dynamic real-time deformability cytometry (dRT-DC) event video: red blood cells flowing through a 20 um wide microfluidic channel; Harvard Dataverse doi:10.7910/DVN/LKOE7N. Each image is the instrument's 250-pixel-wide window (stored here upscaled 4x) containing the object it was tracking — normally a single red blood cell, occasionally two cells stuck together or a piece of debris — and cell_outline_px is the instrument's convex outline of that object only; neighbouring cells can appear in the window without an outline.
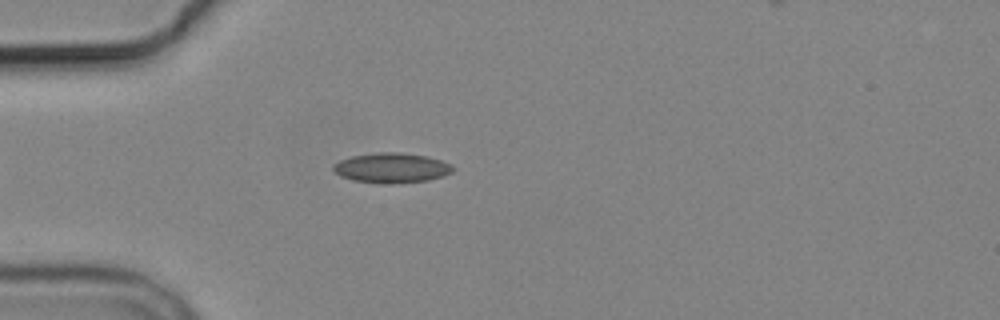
{"species": "common noctule bat (a hibernating species)", "species_latin": "Nyctalus noctula", "temperature_condition": "cold", "stored_images_in_passage": 3, "camera_frame_rate_fps": 3000, "um_per_image_px": 0.085, "animal": {"sex": "male", "body_mass_g": 19.2, "forearm_length_mm": 51.8}, "frame": {"image": 1, "passage_image": 2, "time_ms": 1.333, "image_size_px": [1000, 320], "cell_outline_px": [[456, 168], [452, 172], [428, 180], [392, 184], [380, 184], [352, 180], [340, 176], [332, 168], [332, 164], [340, 160], [352, 156], [376, 152], [400, 152], [428, 156], [452, 164]], "centroid_in_image_um": [33.27, 14.27], "position_along_channel_um": 51.7, "area_um2": 21.1}}